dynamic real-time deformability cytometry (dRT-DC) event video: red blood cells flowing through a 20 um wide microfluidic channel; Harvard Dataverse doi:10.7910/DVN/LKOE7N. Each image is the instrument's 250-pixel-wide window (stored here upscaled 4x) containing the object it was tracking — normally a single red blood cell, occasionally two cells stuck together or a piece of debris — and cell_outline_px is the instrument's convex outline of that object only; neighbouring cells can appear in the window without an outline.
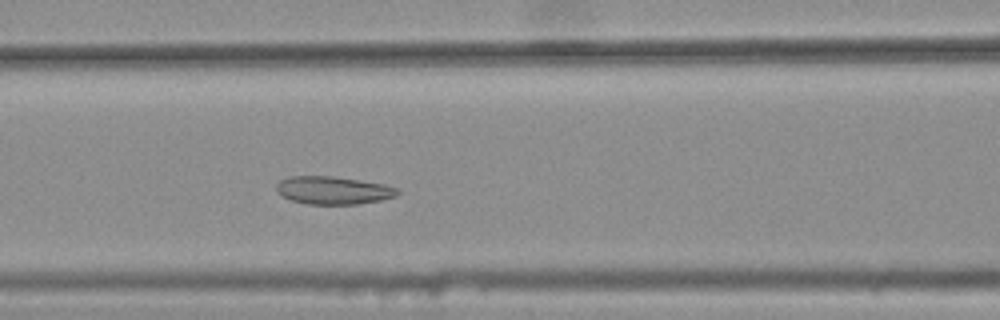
{"species": "common noctule bat (a hibernating species)", "species_latin": "Nyctalus noctula", "temperature_condition": "warm", "stored_images_in_passage": 29, "camera_frame_rate_fps": 3000, "um_per_image_px": 0.085, "animal": {"sex": "female", "body_mass_g": 25.1}, "frame": {"image": 1, "passage_image": 7, "time_ms": 2.0, "image_size_px": [1000, 320], "cell_outline_px": [[400, 192], [396, 196], [380, 200], [356, 204], [304, 204], [292, 200], [276, 192], [276, 184], [280, 180], [288, 176], [332, 176], [360, 180], [384, 184], [396, 188]], "centroid_in_image_um": [28.29, 16.17], "position_along_channel_um": 138.3, "area_um2": 19.65}}
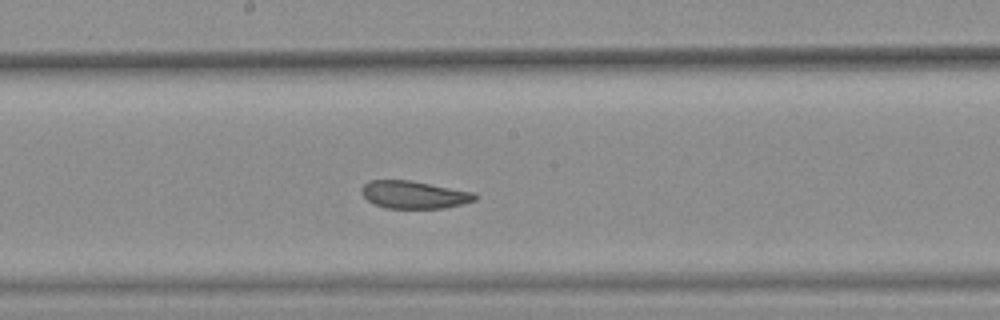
{"frame": {"image": 2, "passage_image": 13, "time_ms": 4.0, "image_size_px": [1000, 320], "cell_outline_px": [[480, 196], [476, 200], [444, 208], [384, 208], [368, 200], [360, 192], [360, 188], [368, 180], [412, 180], [472, 192]], "centroid_in_image_um": [35.17, 16.54], "position_along_channel_um": 213.0, "area_um2": 18.26}}
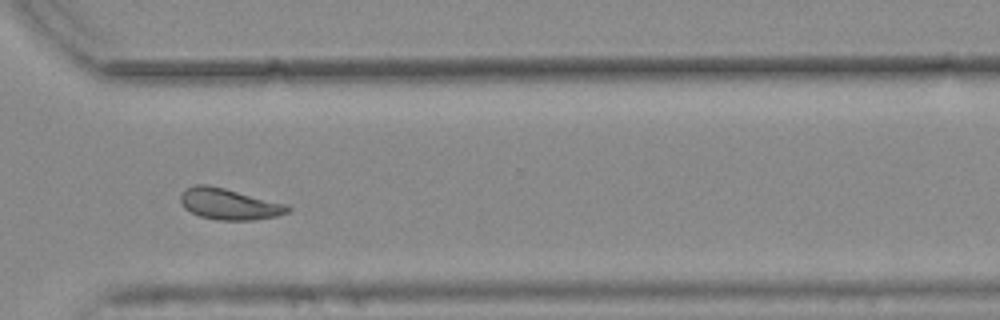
{"frame": {"image": 3, "passage_image": 24, "time_ms": 7.667, "image_size_px": [1000, 320], "cell_outline_px": [[292, 208], [288, 212], [276, 216], [252, 220], [216, 220], [200, 216], [184, 208], [180, 204], [180, 192], [184, 188], [196, 184], [208, 184], [288, 204]], "centroid_in_image_um": [19.44, 17.33], "position_along_channel_um": 351.2, "area_um2": 19.65}, "authors_computed_cell_mechanics": {"area_um2": 19.074, "velocity_mm_per_s": 3.7499, "shape_relaxation_time_tau1_ms": null, "shape_relaxation_time_tau2_ms": 1.63, "deformation_change_tau1": null, "deformation_change_tau2": 0.0738}}